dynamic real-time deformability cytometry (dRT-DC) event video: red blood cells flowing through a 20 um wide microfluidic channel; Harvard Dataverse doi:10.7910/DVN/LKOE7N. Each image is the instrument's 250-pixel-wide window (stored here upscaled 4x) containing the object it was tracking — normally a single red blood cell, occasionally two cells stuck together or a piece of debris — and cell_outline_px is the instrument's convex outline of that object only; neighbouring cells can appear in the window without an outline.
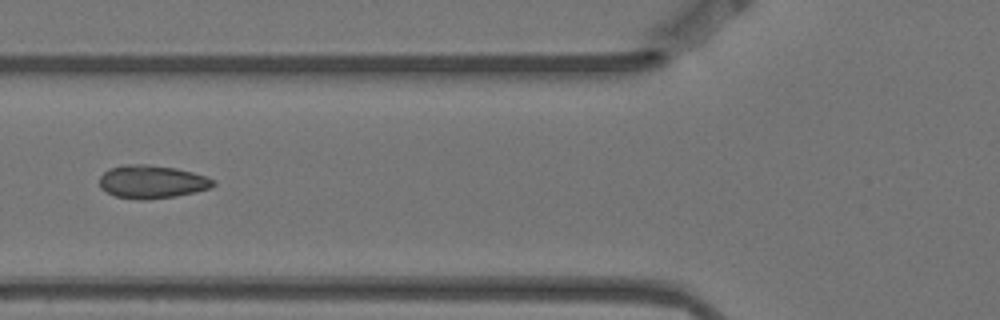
{"species": "Egyptian fruit bat (a non-hibernating species)", "species_latin": "Rousettus aegyptiacus", "temperature_condition": "warm", "stored_images_in_passage": 9, "camera_frame_rate_fps": 3000, "um_per_image_px": 0.085, "animal": {"sex": "female"}, "frame": {"image": 1, "passage_image": 4, "time_ms": 1.0, "image_size_px": [1000, 320], "cell_outline_px": [[216, 184], [212, 188], [196, 192], [176, 196], [148, 200], [136, 200], [116, 196], [100, 188], [100, 176], [108, 168], [124, 164], [148, 164], [176, 168], [192, 172], [216, 180]], "centroid_in_image_um": [12.92, 15.45], "position_along_channel_um": 112.9, "area_um2": 22.25}}
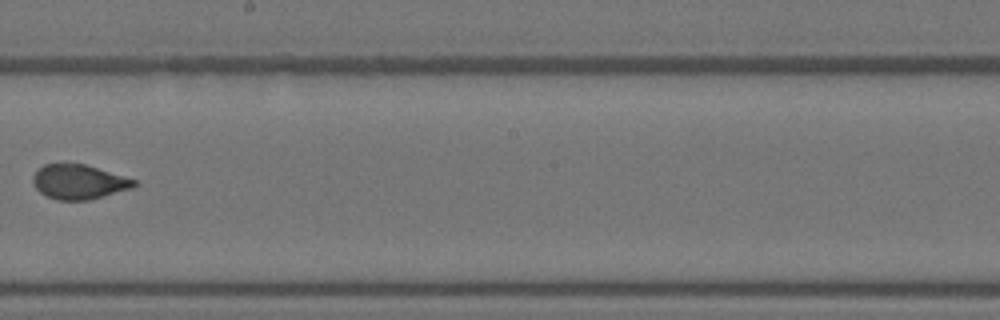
{"frame": {"image": 2, "passage_image": 7, "time_ms": 2.0, "image_size_px": [1000, 320], "cell_outline_px": [[140, 184], [132, 188], [88, 200], [56, 200], [40, 192], [36, 188], [32, 180], [32, 176], [44, 164], [84, 164], [124, 176], [136, 180]], "centroid_in_image_um": [6.72, 15.46], "position_along_channel_um": 241.5, "area_um2": 20.17}}
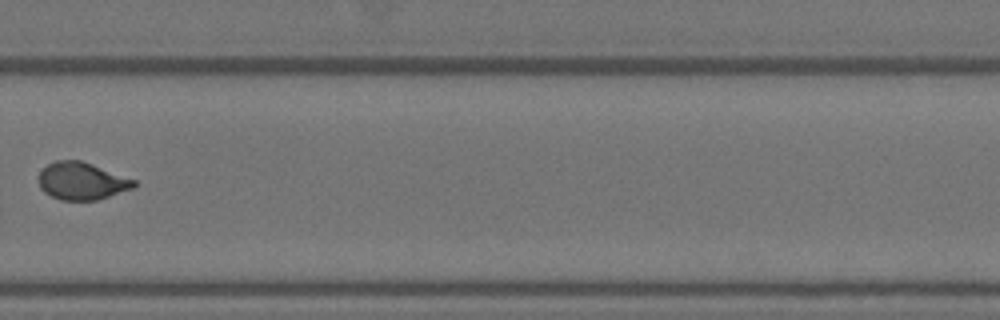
{"frame": {"image": 3, "passage_image": 9, "time_ms": 2.667, "image_size_px": [1000, 320], "cell_outline_px": [[136, 184], [132, 188], [96, 200], [60, 200], [44, 192], [40, 188], [40, 172], [48, 164], [56, 160], [80, 160], [92, 164], [136, 180]], "centroid_in_image_um": [6.94, 15.38], "position_along_channel_um": 322.9, "area_um2": 20.46}}